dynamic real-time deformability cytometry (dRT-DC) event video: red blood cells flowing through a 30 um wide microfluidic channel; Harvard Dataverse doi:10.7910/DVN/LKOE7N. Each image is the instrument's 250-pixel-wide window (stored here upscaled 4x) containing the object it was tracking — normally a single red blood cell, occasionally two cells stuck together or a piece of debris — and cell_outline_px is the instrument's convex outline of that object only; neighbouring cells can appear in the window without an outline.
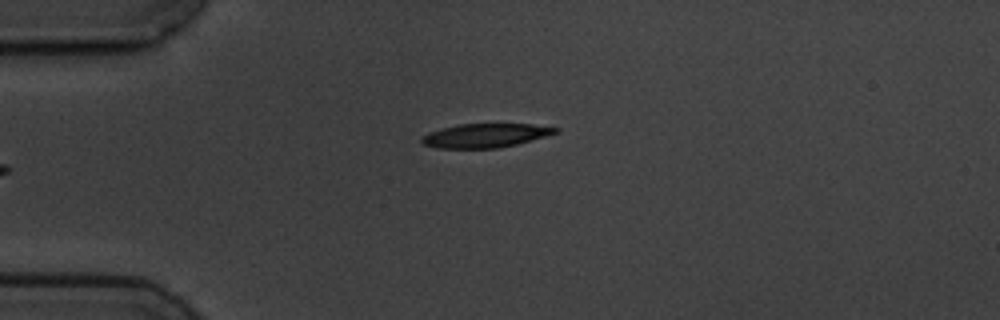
{"species": "common noctule bat (a hibernating species)", "species_latin": "Nyctalus noctula", "temperature_condition": "cold", "stored_images_in_passage": 4, "camera_frame_rate_fps": 3000, "um_per_image_px": 0.085, "animal": {"sex": "male", "body_mass_g": 19.5, "forearm_length_mm": 54.6}, "frame": {"image": 1, "passage_image": 4, "time_ms": 4.667, "image_size_px": [1000, 320], "cell_outline_px": [[560, 132], [516, 144], [500, 148], [436, 148], [424, 144], [420, 140], [420, 136], [428, 132], [440, 128], [460, 124], [532, 124], [560, 128]], "centroid_in_image_um": [41.23, 11.51], "position_along_channel_um": 43.8, "area_um2": 18.73}}